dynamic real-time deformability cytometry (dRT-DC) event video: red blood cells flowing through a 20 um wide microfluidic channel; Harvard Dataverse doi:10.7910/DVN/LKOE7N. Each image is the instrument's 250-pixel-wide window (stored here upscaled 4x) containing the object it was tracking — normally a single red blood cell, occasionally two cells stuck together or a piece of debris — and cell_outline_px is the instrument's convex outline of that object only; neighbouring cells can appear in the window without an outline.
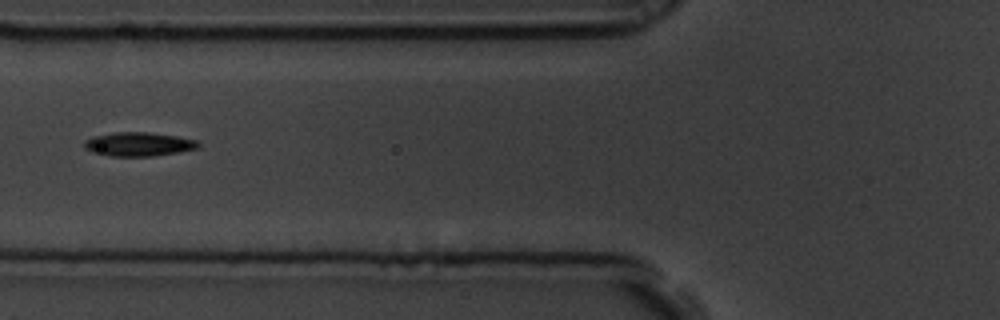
{"species": "common noctule bat (a hibernating species)", "species_latin": "Nyctalus noctula", "temperature_condition": "room temperature", "stored_images_in_passage": 14, "camera_frame_rate_fps": 3000, "um_per_image_px": 0.085, "animal": {"sex": "male", "body_mass_g": 19.5, "forearm_length_mm": 54.6}, "frame": {"image": 1, "passage_image": 5, "time_ms": 1.333, "image_size_px": [1000, 320], "cell_outline_px": [[200, 148], [152, 156], [112, 156], [92, 152], [84, 148], [84, 140], [92, 136], [112, 132], [148, 132], [176, 136], [196, 140], [200, 144]], "centroid_in_image_um": [11.75, 12.25], "position_along_channel_um": 114.1, "area_um2": 15.9}}